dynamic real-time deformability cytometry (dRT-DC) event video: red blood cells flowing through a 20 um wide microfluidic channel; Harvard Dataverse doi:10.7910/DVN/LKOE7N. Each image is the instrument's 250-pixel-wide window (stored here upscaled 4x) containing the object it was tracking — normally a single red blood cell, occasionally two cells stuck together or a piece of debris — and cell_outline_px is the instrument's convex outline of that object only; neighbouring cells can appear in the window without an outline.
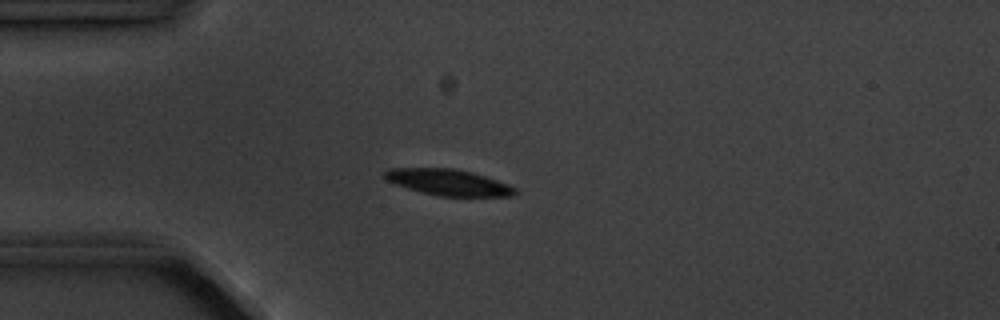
{"species": "common noctule bat (a hibernating species)", "species_latin": "Nyctalus noctula", "temperature_condition": "cold", "stored_images_in_passage": 8, "camera_frame_rate_fps": 3000, "um_per_image_px": 0.085, "animal": {"sex": "male", "body_mass_g": 20.1, "forearm_length_mm": 53.5}, "frame": {"image": 1, "passage_image": 5, "time_ms": 4.667, "image_size_px": [1000, 320], "cell_outline_px": [[516, 192], [512, 196], [440, 196], [420, 192], [392, 184], [384, 180], [384, 172], [388, 168], [452, 168], [472, 172], [508, 184], [516, 188]], "centroid_in_image_um": [38.03, 15.49], "position_along_channel_um": 47.0, "area_um2": 19.94}}